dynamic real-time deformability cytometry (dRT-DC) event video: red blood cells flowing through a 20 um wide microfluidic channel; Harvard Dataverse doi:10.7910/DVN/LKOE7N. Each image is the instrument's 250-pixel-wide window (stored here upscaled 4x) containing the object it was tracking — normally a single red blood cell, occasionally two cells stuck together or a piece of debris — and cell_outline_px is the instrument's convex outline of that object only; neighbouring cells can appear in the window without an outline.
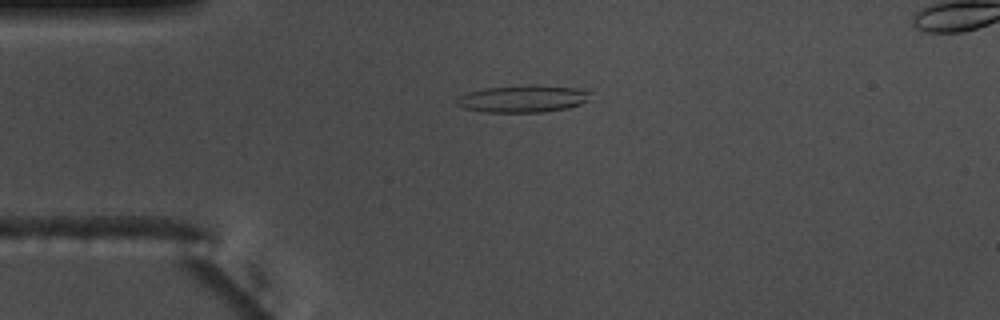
{"species": "common noctule bat (a hibernating species)", "species_latin": "Nyctalus noctula", "temperature_condition": "warm", "stored_images_in_passage": 45, "segment_of_instrument_passage": [1, 2], "camera_frame_rate_fps": 3000, "um_per_image_px": 0.085, "animal": {"sex": "male", "body_mass_g": 17.5, "forearm_length_mm": 52.3}, "frame": {"image": 1, "passage_image": 2, "time_ms": 0.333, "image_size_px": [1000, 320], "cell_outline_px": [[588, 92], [584, 100], [580, 104], [568, 108], [540, 112], [484, 112], [464, 108], [456, 104], [456, 100], [460, 96], [468, 92], [484, 88], [528, 84], [576, 88]], "centroid_in_image_um": [44.35, 8.39], "position_along_channel_um": 40.6, "area_um2": 20.87}}
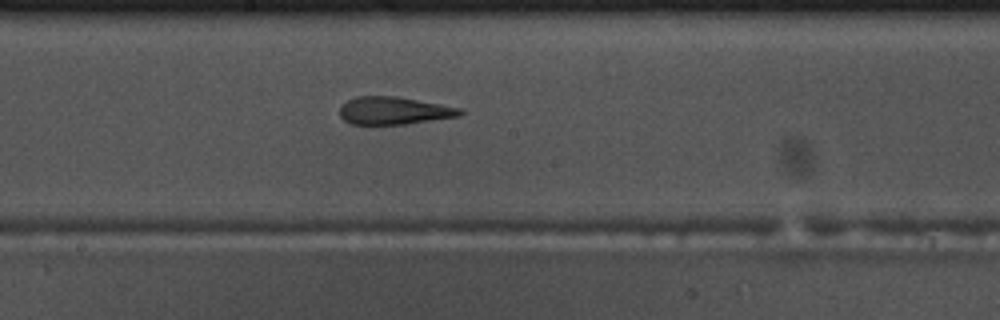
{"frame": {"image": 2, "passage_image": 18, "time_ms": 5.667, "image_size_px": [1000, 320], "cell_outline_px": [[464, 112], [460, 116], [404, 124], [352, 124], [344, 120], [340, 116], [340, 108], [348, 100], [356, 96], [396, 96], [464, 108]], "centroid_in_image_um": [33.52, 9.4], "position_along_channel_um": 214.7, "area_um2": 19.36}}
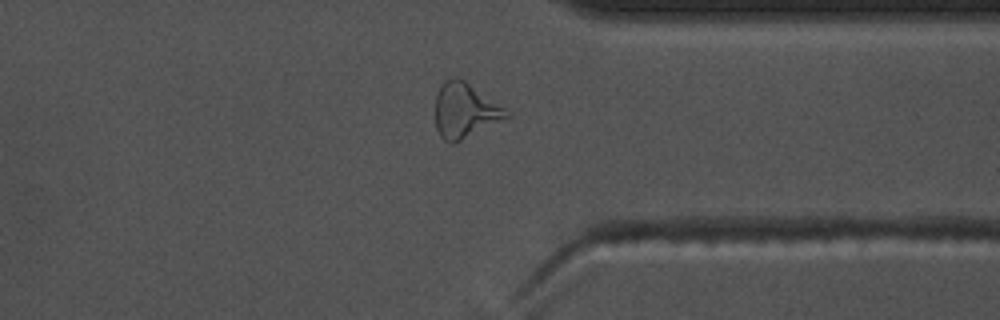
{"frame": {"image": 3, "passage_image": 31, "time_ms": 10.0, "image_size_px": [1000, 320], "cell_outline_px": [[512, 116], [452, 144], [444, 140], [440, 136], [436, 128], [436, 96], [444, 80], [452, 76], [456, 76], [464, 80], [512, 112]], "centroid_in_image_um": [39.54, 9.39], "position_along_channel_um": 371.9, "area_um2": 22.77}}